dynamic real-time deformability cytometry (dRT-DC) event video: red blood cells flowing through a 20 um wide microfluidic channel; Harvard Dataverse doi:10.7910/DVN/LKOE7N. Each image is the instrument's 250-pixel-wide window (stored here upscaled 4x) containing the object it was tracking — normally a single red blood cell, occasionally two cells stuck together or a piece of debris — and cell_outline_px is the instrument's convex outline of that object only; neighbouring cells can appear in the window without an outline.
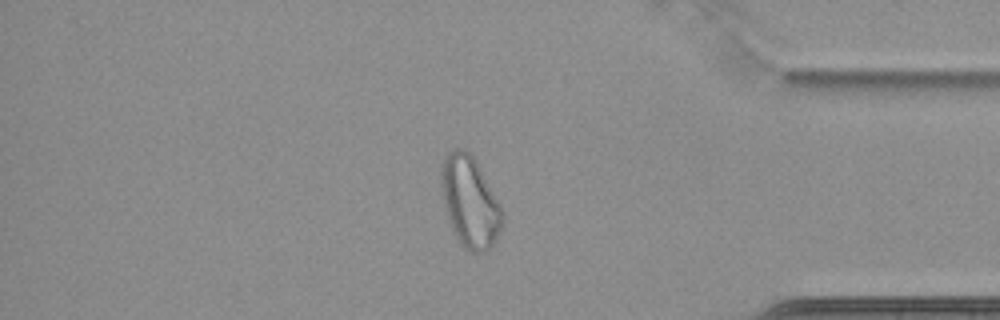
{"species": "common noctule bat (a hibernating species)", "species_latin": "Nyctalus noctula", "temperature_condition": "cold", "stored_images_in_passage": 65, "camera_frame_rate_fps": 3000, "um_per_image_px": 0.085, "animal": {"sex": "female", "body_mass_g": 22.7, "forearm_length_mm": 54.2}, "frame": {"image": 1, "passage_image": 56, "time_ms": 18.333, "image_size_px": [1000, 320], "cell_outline_px": [[504, 220], [492, 244], [484, 252], [468, 252], [456, 240], [444, 204], [440, 184], [440, 164], [444, 156], [452, 148], [464, 148], [472, 156], [500, 204], [504, 212]], "centroid_in_image_um": [39.9, 17.14], "position_along_channel_um": 395.3, "area_um2": 32.31}}